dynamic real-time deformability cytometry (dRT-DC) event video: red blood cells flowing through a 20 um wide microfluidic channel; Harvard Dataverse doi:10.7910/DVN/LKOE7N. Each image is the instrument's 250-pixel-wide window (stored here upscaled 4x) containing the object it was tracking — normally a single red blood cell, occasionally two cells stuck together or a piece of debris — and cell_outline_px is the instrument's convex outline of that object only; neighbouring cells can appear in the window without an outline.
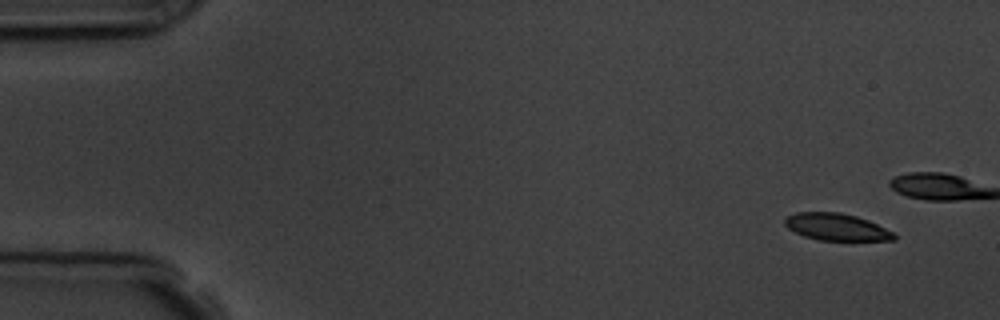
{"species": "common noctule bat (a hibernating species)", "species_latin": "Nyctalus noctula", "temperature_condition": "room temperature", "stored_images_in_passage": 5, "camera_frame_rate_fps": 3000, "um_per_image_px": 0.085, "animal": {"sex": "male", "body_mass_g": 19.5, "forearm_length_mm": 54.6}, "frame": {"image": 1, "passage_image": 1, "time_ms": 0.0, "image_size_px": [1000, 320], "cell_outline_px": [[896, 240], [820, 240], [804, 236], [788, 228], [784, 224], [784, 220], [788, 216], [796, 212], [840, 212], [856, 216], [868, 220], [892, 232], [896, 236]], "centroid_in_image_um": [71.08, 19.29], "position_along_channel_um": 13.9, "area_um2": 16.99}}